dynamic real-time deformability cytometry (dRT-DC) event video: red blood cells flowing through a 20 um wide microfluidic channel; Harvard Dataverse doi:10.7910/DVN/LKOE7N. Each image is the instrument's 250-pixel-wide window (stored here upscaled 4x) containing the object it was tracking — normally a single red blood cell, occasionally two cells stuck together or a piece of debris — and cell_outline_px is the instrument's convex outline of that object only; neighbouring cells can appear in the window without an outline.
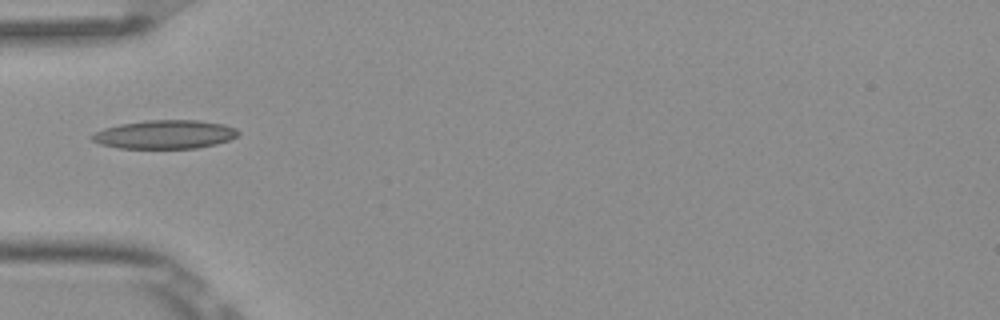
{"species": "Egyptian fruit bat (a non-hibernating species)", "species_latin": "Rousettus aegyptiacus", "temperature_condition": "room temperature", "stored_images_in_passage": 5, "camera_frame_rate_fps": 3000, "um_per_image_px": 0.085, "frame": {"image": 1, "passage_image": 5, "time_ms": 1.333, "image_size_px": [1000, 320], "cell_outline_px": [[240, 132], [236, 136], [228, 140], [216, 144], [196, 148], [116, 148], [100, 144], [92, 140], [88, 136], [92, 132], [104, 128], [120, 124], [144, 120], [200, 120], [224, 124], [236, 128]], "centroid_in_image_um": [13.97, 11.42], "position_along_channel_um": 71.0, "area_um2": 24.62}}